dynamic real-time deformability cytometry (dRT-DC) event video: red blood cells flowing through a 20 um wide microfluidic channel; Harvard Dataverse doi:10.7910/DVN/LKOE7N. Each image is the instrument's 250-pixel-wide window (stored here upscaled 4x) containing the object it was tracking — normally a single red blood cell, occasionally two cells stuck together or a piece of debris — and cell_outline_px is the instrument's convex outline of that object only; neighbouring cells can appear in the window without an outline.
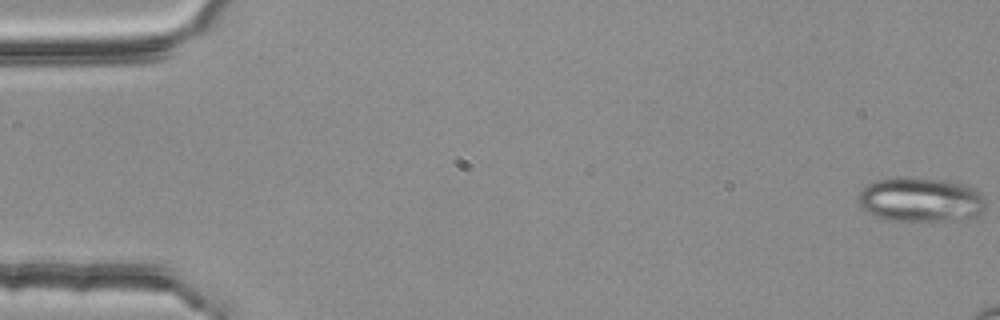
{"species": "common noctule bat (a hibernating species)", "species_latin": "Nyctalus noctula", "temperature_condition": "room temperature", "stored_images_in_passage": 3, "camera_frame_rate_fps": 3000, "um_per_image_px": 0.085, "animal": {"sex": "female", "body_mass_g": 25.1}, "frame": {"image": 1, "passage_image": 1, "time_ms": 0.0, "image_size_px": [1000, 320], "cell_outline_px": [[984, 212], [980, 216], [960, 220], [884, 220], [860, 208], [856, 200], [856, 196], [868, 184], [876, 180], [900, 176], [912, 176], [948, 180], [964, 184], [980, 192], [984, 196]], "centroid_in_image_um": [78.24, 16.95], "position_along_channel_um": 6.8, "area_um2": 33.7}}